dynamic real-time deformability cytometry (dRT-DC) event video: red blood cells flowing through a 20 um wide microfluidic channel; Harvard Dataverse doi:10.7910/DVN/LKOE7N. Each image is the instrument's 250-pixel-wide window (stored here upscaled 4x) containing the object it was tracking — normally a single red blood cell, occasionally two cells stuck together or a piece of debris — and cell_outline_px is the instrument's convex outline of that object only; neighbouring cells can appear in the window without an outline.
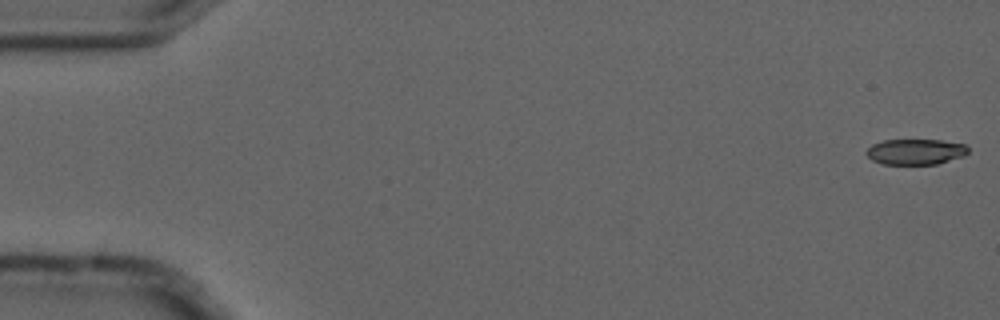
{"species": "common noctule bat (a hibernating species)", "species_latin": "Nyctalus noctula", "temperature_condition": "cold", "stored_images_in_passage": 5, "camera_frame_rate_fps": 3000, "um_per_image_px": 0.085, "animal": {"sex": "male", "forearm_length_mm": 52.5}, "frame": {"image": 1, "passage_image": 1, "time_ms": 0.0, "image_size_px": [1000, 320], "cell_outline_px": [[968, 152], [964, 156], [936, 164], [884, 164], [872, 160], [864, 152], [872, 144], [884, 140], [940, 140], [968, 144]], "centroid_in_image_um": [77.84, 12.89], "position_along_channel_um": 7.2, "area_um2": 15.26}}